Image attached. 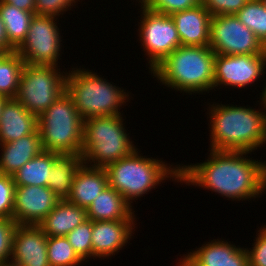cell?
Returning a JSON list of instances; mask_svg holds the SVG:
<instances>
[{"instance_id": "4fadbf2b", "label": "cell", "mask_w": 266, "mask_h": 266, "mask_svg": "<svg viewBox=\"0 0 266 266\" xmlns=\"http://www.w3.org/2000/svg\"><path fill=\"white\" fill-rule=\"evenodd\" d=\"M59 201L47 186H16L13 219L16 224L39 225Z\"/></svg>"}, {"instance_id": "ee69618b", "label": "cell", "mask_w": 266, "mask_h": 266, "mask_svg": "<svg viewBox=\"0 0 266 266\" xmlns=\"http://www.w3.org/2000/svg\"><path fill=\"white\" fill-rule=\"evenodd\" d=\"M4 53L0 50V57L3 55Z\"/></svg>"}, {"instance_id": "5bb4252c", "label": "cell", "mask_w": 266, "mask_h": 266, "mask_svg": "<svg viewBox=\"0 0 266 266\" xmlns=\"http://www.w3.org/2000/svg\"><path fill=\"white\" fill-rule=\"evenodd\" d=\"M47 238L39 225L17 224L12 239L10 262L14 266H50Z\"/></svg>"}, {"instance_id": "74e56055", "label": "cell", "mask_w": 266, "mask_h": 266, "mask_svg": "<svg viewBox=\"0 0 266 266\" xmlns=\"http://www.w3.org/2000/svg\"><path fill=\"white\" fill-rule=\"evenodd\" d=\"M178 266H200L189 255H184Z\"/></svg>"}, {"instance_id": "3957f363", "label": "cell", "mask_w": 266, "mask_h": 266, "mask_svg": "<svg viewBox=\"0 0 266 266\" xmlns=\"http://www.w3.org/2000/svg\"><path fill=\"white\" fill-rule=\"evenodd\" d=\"M215 56L209 46H179L151 74L165 86L186 94L207 92L213 89Z\"/></svg>"}, {"instance_id": "44dd1931", "label": "cell", "mask_w": 266, "mask_h": 266, "mask_svg": "<svg viewBox=\"0 0 266 266\" xmlns=\"http://www.w3.org/2000/svg\"><path fill=\"white\" fill-rule=\"evenodd\" d=\"M134 212L125 198L109 185L86 209L87 219L92 221L136 220Z\"/></svg>"}, {"instance_id": "ba28073f", "label": "cell", "mask_w": 266, "mask_h": 266, "mask_svg": "<svg viewBox=\"0 0 266 266\" xmlns=\"http://www.w3.org/2000/svg\"><path fill=\"white\" fill-rule=\"evenodd\" d=\"M66 75L55 66L25 63L15 99L38 117L65 92Z\"/></svg>"}, {"instance_id": "f546056e", "label": "cell", "mask_w": 266, "mask_h": 266, "mask_svg": "<svg viewBox=\"0 0 266 266\" xmlns=\"http://www.w3.org/2000/svg\"><path fill=\"white\" fill-rule=\"evenodd\" d=\"M142 6L151 11L171 15L174 12L193 8L201 3V0H139Z\"/></svg>"}, {"instance_id": "cb8c5ba5", "label": "cell", "mask_w": 266, "mask_h": 266, "mask_svg": "<svg viewBox=\"0 0 266 266\" xmlns=\"http://www.w3.org/2000/svg\"><path fill=\"white\" fill-rule=\"evenodd\" d=\"M58 153L42 151L16 171L12 177L16 186H47L49 172Z\"/></svg>"}, {"instance_id": "8992f818", "label": "cell", "mask_w": 266, "mask_h": 266, "mask_svg": "<svg viewBox=\"0 0 266 266\" xmlns=\"http://www.w3.org/2000/svg\"><path fill=\"white\" fill-rule=\"evenodd\" d=\"M72 69L66 75L65 91L84 120L121 114L119 108L129 99L124 89L112 85L91 70Z\"/></svg>"}, {"instance_id": "5b68a950", "label": "cell", "mask_w": 266, "mask_h": 266, "mask_svg": "<svg viewBox=\"0 0 266 266\" xmlns=\"http://www.w3.org/2000/svg\"><path fill=\"white\" fill-rule=\"evenodd\" d=\"M123 120L122 114H119L83 121L81 154L85 165L90 163V167L106 168L137 149L126 133Z\"/></svg>"}, {"instance_id": "ffe728a7", "label": "cell", "mask_w": 266, "mask_h": 266, "mask_svg": "<svg viewBox=\"0 0 266 266\" xmlns=\"http://www.w3.org/2000/svg\"><path fill=\"white\" fill-rule=\"evenodd\" d=\"M0 146V173L11 176L43 151L38 128L32 134Z\"/></svg>"}, {"instance_id": "6da1fadb", "label": "cell", "mask_w": 266, "mask_h": 266, "mask_svg": "<svg viewBox=\"0 0 266 266\" xmlns=\"http://www.w3.org/2000/svg\"><path fill=\"white\" fill-rule=\"evenodd\" d=\"M248 153L210 149L206 162L179 165V182L212 190L233 201L257 198L263 192L264 163L243 156Z\"/></svg>"}, {"instance_id": "60d3db41", "label": "cell", "mask_w": 266, "mask_h": 266, "mask_svg": "<svg viewBox=\"0 0 266 266\" xmlns=\"http://www.w3.org/2000/svg\"><path fill=\"white\" fill-rule=\"evenodd\" d=\"M266 85V84H265ZM262 95H260V98L262 97V98H264L265 100H266V86L264 87V89H263V91H262V93H261Z\"/></svg>"}, {"instance_id": "e575fe53", "label": "cell", "mask_w": 266, "mask_h": 266, "mask_svg": "<svg viewBox=\"0 0 266 266\" xmlns=\"http://www.w3.org/2000/svg\"><path fill=\"white\" fill-rule=\"evenodd\" d=\"M252 249H246L249 266H266V226L258 230Z\"/></svg>"}, {"instance_id": "4dcf8cb0", "label": "cell", "mask_w": 266, "mask_h": 266, "mask_svg": "<svg viewBox=\"0 0 266 266\" xmlns=\"http://www.w3.org/2000/svg\"><path fill=\"white\" fill-rule=\"evenodd\" d=\"M15 188L13 177L0 173V218H13Z\"/></svg>"}, {"instance_id": "7a4b0ae2", "label": "cell", "mask_w": 266, "mask_h": 266, "mask_svg": "<svg viewBox=\"0 0 266 266\" xmlns=\"http://www.w3.org/2000/svg\"><path fill=\"white\" fill-rule=\"evenodd\" d=\"M260 101L266 110V100ZM209 110L211 150L253 152L266 143V111L218 103Z\"/></svg>"}, {"instance_id": "f1b7e54d", "label": "cell", "mask_w": 266, "mask_h": 266, "mask_svg": "<svg viewBox=\"0 0 266 266\" xmlns=\"http://www.w3.org/2000/svg\"><path fill=\"white\" fill-rule=\"evenodd\" d=\"M78 256L85 261L93 257L92 220L87 219L65 236ZM89 257V258H88Z\"/></svg>"}, {"instance_id": "ab89813d", "label": "cell", "mask_w": 266, "mask_h": 266, "mask_svg": "<svg viewBox=\"0 0 266 266\" xmlns=\"http://www.w3.org/2000/svg\"><path fill=\"white\" fill-rule=\"evenodd\" d=\"M6 99H7L6 97H3L0 95V115H1L2 106H3Z\"/></svg>"}, {"instance_id": "d590c367", "label": "cell", "mask_w": 266, "mask_h": 266, "mask_svg": "<svg viewBox=\"0 0 266 266\" xmlns=\"http://www.w3.org/2000/svg\"><path fill=\"white\" fill-rule=\"evenodd\" d=\"M0 1L16 6L18 9L35 13V0H0Z\"/></svg>"}, {"instance_id": "1f68e13d", "label": "cell", "mask_w": 266, "mask_h": 266, "mask_svg": "<svg viewBox=\"0 0 266 266\" xmlns=\"http://www.w3.org/2000/svg\"><path fill=\"white\" fill-rule=\"evenodd\" d=\"M16 227L13 218H0V263L11 259L12 239Z\"/></svg>"}, {"instance_id": "277c9868", "label": "cell", "mask_w": 266, "mask_h": 266, "mask_svg": "<svg viewBox=\"0 0 266 266\" xmlns=\"http://www.w3.org/2000/svg\"><path fill=\"white\" fill-rule=\"evenodd\" d=\"M137 150L105 168L109 186L119 192L130 205L134 199L147 194L166 178L179 182L178 165L172 167L161 160L145 158Z\"/></svg>"}, {"instance_id": "d6986e66", "label": "cell", "mask_w": 266, "mask_h": 266, "mask_svg": "<svg viewBox=\"0 0 266 266\" xmlns=\"http://www.w3.org/2000/svg\"><path fill=\"white\" fill-rule=\"evenodd\" d=\"M188 255L200 266H249L246 248L217 239Z\"/></svg>"}, {"instance_id": "2e32d148", "label": "cell", "mask_w": 266, "mask_h": 266, "mask_svg": "<svg viewBox=\"0 0 266 266\" xmlns=\"http://www.w3.org/2000/svg\"><path fill=\"white\" fill-rule=\"evenodd\" d=\"M171 17L178 31L181 46H209L212 15L202 3L190 9L174 12Z\"/></svg>"}, {"instance_id": "83f0119b", "label": "cell", "mask_w": 266, "mask_h": 266, "mask_svg": "<svg viewBox=\"0 0 266 266\" xmlns=\"http://www.w3.org/2000/svg\"><path fill=\"white\" fill-rule=\"evenodd\" d=\"M47 257L50 266H79L83 263L65 236L47 238Z\"/></svg>"}, {"instance_id": "603a6c76", "label": "cell", "mask_w": 266, "mask_h": 266, "mask_svg": "<svg viewBox=\"0 0 266 266\" xmlns=\"http://www.w3.org/2000/svg\"><path fill=\"white\" fill-rule=\"evenodd\" d=\"M83 164L82 154H59L49 172L48 187L60 200H67L76 171Z\"/></svg>"}, {"instance_id": "9c48e42d", "label": "cell", "mask_w": 266, "mask_h": 266, "mask_svg": "<svg viewBox=\"0 0 266 266\" xmlns=\"http://www.w3.org/2000/svg\"><path fill=\"white\" fill-rule=\"evenodd\" d=\"M56 19L34 15L25 40L15 50L26 64L58 67L62 40Z\"/></svg>"}, {"instance_id": "d4e9b609", "label": "cell", "mask_w": 266, "mask_h": 266, "mask_svg": "<svg viewBox=\"0 0 266 266\" xmlns=\"http://www.w3.org/2000/svg\"><path fill=\"white\" fill-rule=\"evenodd\" d=\"M35 13L18 9L16 6L0 1V17L5 25L8 43L16 50L27 36Z\"/></svg>"}, {"instance_id": "52a82bcc", "label": "cell", "mask_w": 266, "mask_h": 266, "mask_svg": "<svg viewBox=\"0 0 266 266\" xmlns=\"http://www.w3.org/2000/svg\"><path fill=\"white\" fill-rule=\"evenodd\" d=\"M83 121L72 99L65 91L37 117L43 151L58 154H81Z\"/></svg>"}, {"instance_id": "7402d4cb", "label": "cell", "mask_w": 266, "mask_h": 266, "mask_svg": "<svg viewBox=\"0 0 266 266\" xmlns=\"http://www.w3.org/2000/svg\"><path fill=\"white\" fill-rule=\"evenodd\" d=\"M87 220L86 209L67 200L59 201L39 224L48 237L66 236Z\"/></svg>"}, {"instance_id": "d6a6232c", "label": "cell", "mask_w": 266, "mask_h": 266, "mask_svg": "<svg viewBox=\"0 0 266 266\" xmlns=\"http://www.w3.org/2000/svg\"><path fill=\"white\" fill-rule=\"evenodd\" d=\"M249 0H201L203 6L213 16L236 14Z\"/></svg>"}, {"instance_id": "484cf974", "label": "cell", "mask_w": 266, "mask_h": 266, "mask_svg": "<svg viewBox=\"0 0 266 266\" xmlns=\"http://www.w3.org/2000/svg\"><path fill=\"white\" fill-rule=\"evenodd\" d=\"M24 64L25 62L16 51L4 53L0 57L1 96L15 98Z\"/></svg>"}, {"instance_id": "8d00e7d4", "label": "cell", "mask_w": 266, "mask_h": 266, "mask_svg": "<svg viewBox=\"0 0 266 266\" xmlns=\"http://www.w3.org/2000/svg\"><path fill=\"white\" fill-rule=\"evenodd\" d=\"M0 50L3 53L15 51V49L8 43V39L5 32V25L1 17H0Z\"/></svg>"}, {"instance_id": "9a60e30c", "label": "cell", "mask_w": 266, "mask_h": 266, "mask_svg": "<svg viewBox=\"0 0 266 266\" xmlns=\"http://www.w3.org/2000/svg\"><path fill=\"white\" fill-rule=\"evenodd\" d=\"M135 220L92 221L93 257H111L130 240Z\"/></svg>"}, {"instance_id": "f35d334b", "label": "cell", "mask_w": 266, "mask_h": 266, "mask_svg": "<svg viewBox=\"0 0 266 266\" xmlns=\"http://www.w3.org/2000/svg\"><path fill=\"white\" fill-rule=\"evenodd\" d=\"M266 189V163L264 161V169H263V192L265 193Z\"/></svg>"}, {"instance_id": "4316f807", "label": "cell", "mask_w": 266, "mask_h": 266, "mask_svg": "<svg viewBox=\"0 0 266 266\" xmlns=\"http://www.w3.org/2000/svg\"><path fill=\"white\" fill-rule=\"evenodd\" d=\"M235 15L266 47V7L261 0H249Z\"/></svg>"}, {"instance_id": "7c38bea8", "label": "cell", "mask_w": 266, "mask_h": 266, "mask_svg": "<svg viewBox=\"0 0 266 266\" xmlns=\"http://www.w3.org/2000/svg\"><path fill=\"white\" fill-rule=\"evenodd\" d=\"M265 68L266 54H216L213 88L221 84L233 88L251 86L265 73Z\"/></svg>"}, {"instance_id": "ac0fdd59", "label": "cell", "mask_w": 266, "mask_h": 266, "mask_svg": "<svg viewBox=\"0 0 266 266\" xmlns=\"http://www.w3.org/2000/svg\"><path fill=\"white\" fill-rule=\"evenodd\" d=\"M108 175L105 168L88 167L84 163L76 171L71 194L67 201L87 209L107 186Z\"/></svg>"}, {"instance_id": "8fae6325", "label": "cell", "mask_w": 266, "mask_h": 266, "mask_svg": "<svg viewBox=\"0 0 266 266\" xmlns=\"http://www.w3.org/2000/svg\"><path fill=\"white\" fill-rule=\"evenodd\" d=\"M142 9L139 30L140 41L149 57V69H153L166 56L181 46V41L171 15Z\"/></svg>"}, {"instance_id": "7bdbcfd3", "label": "cell", "mask_w": 266, "mask_h": 266, "mask_svg": "<svg viewBox=\"0 0 266 266\" xmlns=\"http://www.w3.org/2000/svg\"><path fill=\"white\" fill-rule=\"evenodd\" d=\"M261 2H262L263 5L266 7V0H261Z\"/></svg>"}, {"instance_id": "e0dca14e", "label": "cell", "mask_w": 266, "mask_h": 266, "mask_svg": "<svg viewBox=\"0 0 266 266\" xmlns=\"http://www.w3.org/2000/svg\"><path fill=\"white\" fill-rule=\"evenodd\" d=\"M37 116L15 98H7L0 115V144L32 134L38 127Z\"/></svg>"}, {"instance_id": "30bf717a", "label": "cell", "mask_w": 266, "mask_h": 266, "mask_svg": "<svg viewBox=\"0 0 266 266\" xmlns=\"http://www.w3.org/2000/svg\"><path fill=\"white\" fill-rule=\"evenodd\" d=\"M209 47L216 54H266V47L234 14L213 16Z\"/></svg>"}, {"instance_id": "836d02e7", "label": "cell", "mask_w": 266, "mask_h": 266, "mask_svg": "<svg viewBox=\"0 0 266 266\" xmlns=\"http://www.w3.org/2000/svg\"><path fill=\"white\" fill-rule=\"evenodd\" d=\"M77 1L78 0H35V15L58 17L60 14L63 15V13L67 11V9H70Z\"/></svg>"}, {"instance_id": "b9f144b4", "label": "cell", "mask_w": 266, "mask_h": 266, "mask_svg": "<svg viewBox=\"0 0 266 266\" xmlns=\"http://www.w3.org/2000/svg\"><path fill=\"white\" fill-rule=\"evenodd\" d=\"M0 266H14V265L10 261H8V262L0 263Z\"/></svg>"}]
</instances>
